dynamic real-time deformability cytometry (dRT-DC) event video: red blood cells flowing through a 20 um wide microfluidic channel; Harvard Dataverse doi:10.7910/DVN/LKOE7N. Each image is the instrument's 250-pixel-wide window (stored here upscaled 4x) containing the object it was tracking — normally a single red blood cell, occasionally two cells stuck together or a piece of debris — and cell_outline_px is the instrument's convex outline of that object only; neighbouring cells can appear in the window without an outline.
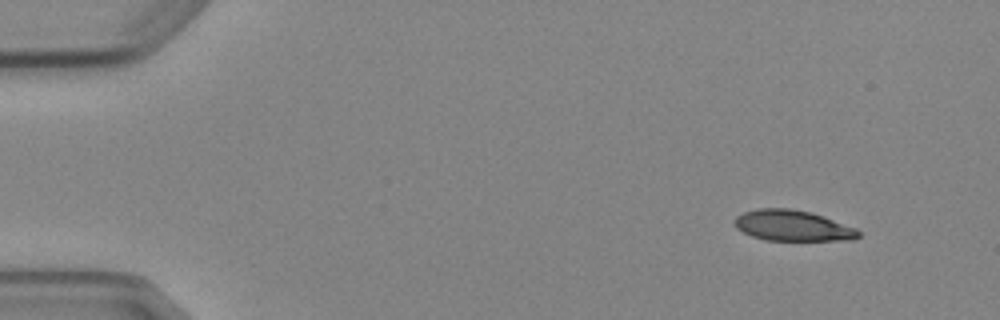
{"species": "Egyptian fruit bat (a non-hibernating species)", "species_latin": "Rousettus aegyptiacus", "temperature_condition": "cold", "stored_images_in_passage": 4, "camera_frame_rate_fps": 3000, "um_per_image_px": 0.085, "animal": {"sex": "female"}, "frame": {"image": 1, "passage_image": 1, "time_ms": 0.0, "image_size_px": [1000, 320], "cell_outline_px": [[860, 236], [852, 240], [764, 240], [752, 236], [736, 228], [732, 224], [732, 220], [736, 216], [744, 212], [756, 208], [792, 208], [812, 212], [824, 216], [856, 228], [860, 232]], "centroid_in_image_um": [67.34, 19.17], "position_along_channel_um": 17.7, "area_um2": 22.48}}
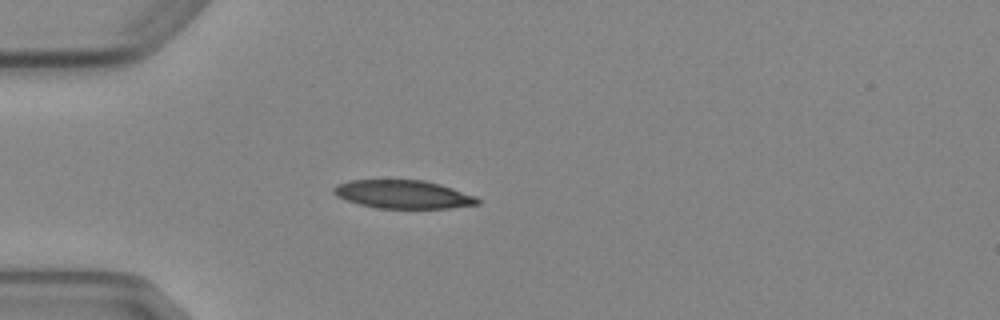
{"frame": {"image": 2, "passage_image": 4, "time_ms": 3.333, "image_size_px": [1000, 320], "cell_outline_px": [[480, 204], [452, 208], [376, 208], [360, 204], [336, 196], [332, 192], [332, 188], [336, 184], [348, 180], [424, 180], [440, 184], [476, 196], [480, 200]], "centroid_in_image_um": [34.26, 16.52], "position_along_channel_um": 50.7, "area_um2": 23.81}}